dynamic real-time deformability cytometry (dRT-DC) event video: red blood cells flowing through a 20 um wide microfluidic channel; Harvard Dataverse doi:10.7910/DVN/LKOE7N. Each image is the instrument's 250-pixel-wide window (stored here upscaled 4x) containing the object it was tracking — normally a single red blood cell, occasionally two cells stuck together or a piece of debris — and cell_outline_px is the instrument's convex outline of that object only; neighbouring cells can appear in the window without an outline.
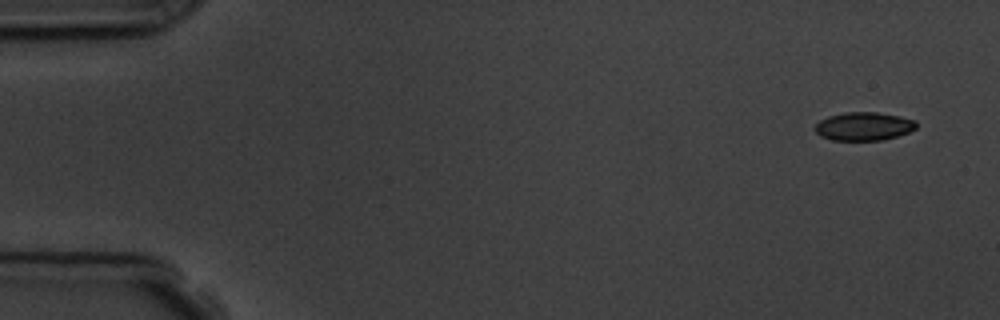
{"species": "common noctule bat (a hibernating species)", "species_latin": "Nyctalus noctula", "temperature_condition": "room temperature", "stored_images_in_passage": 4, "camera_frame_rate_fps": 3000, "um_per_image_px": 0.085, "animal": {"sex": "male", "body_mass_g": 19.5, "forearm_length_mm": 54.6}, "frame": {"image": 1, "passage_image": 1, "time_ms": 0.0, "image_size_px": [1000, 320], "cell_outline_px": [[916, 128], [908, 132], [896, 136], [880, 140], [832, 140], [820, 136], [812, 128], [820, 120], [828, 116], [844, 112], [876, 112], [900, 116], [916, 120]], "centroid_in_image_um": [73.38, 10.73], "position_along_channel_um": 11.6, "area_um2": 16.76}}